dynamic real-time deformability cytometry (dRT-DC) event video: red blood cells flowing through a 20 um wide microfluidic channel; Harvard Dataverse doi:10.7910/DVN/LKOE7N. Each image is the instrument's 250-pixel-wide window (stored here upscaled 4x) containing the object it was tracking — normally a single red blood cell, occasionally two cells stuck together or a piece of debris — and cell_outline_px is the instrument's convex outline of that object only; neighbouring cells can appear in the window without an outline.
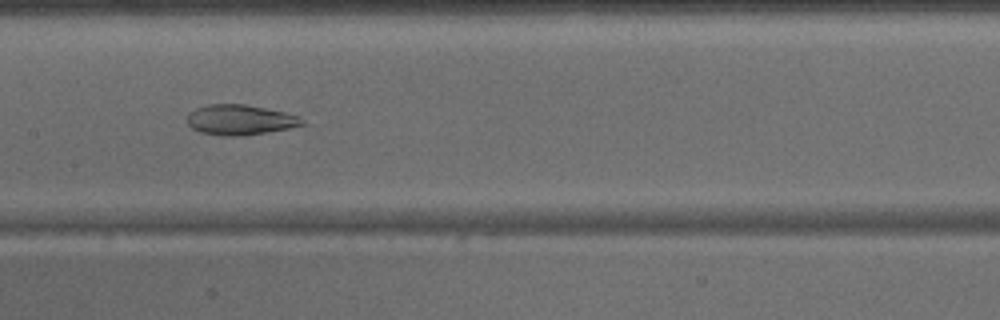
{"species": "common noctule bat (a hibernating species)", "species_latin": "Nyctalus noctula", "temperature_condition": "warm", "stored_images_in_passage": 45, "camera_frame_rate_fps": 3000, "um_per_image_px": 0.085, "animal": {"sex": "male", "body_mass_g": 15.6}, "frame": {"image": 1, "passage_image": 22, "time_ms": 7.0, "image_size_px": [1000, 320], "cell_outline_px": [[308, 124], [288, 128], [244, 136], [220, 136], [200, 132], [192, 128], [188, 124], [188, 112], [196, 108], [208, 104], [244, 104], [284, 112], [300, 116]], "centroid_in_image_um": [20.41, 10.19], "position_along_channel_um": 187.0, "area_um2": 20.35}}
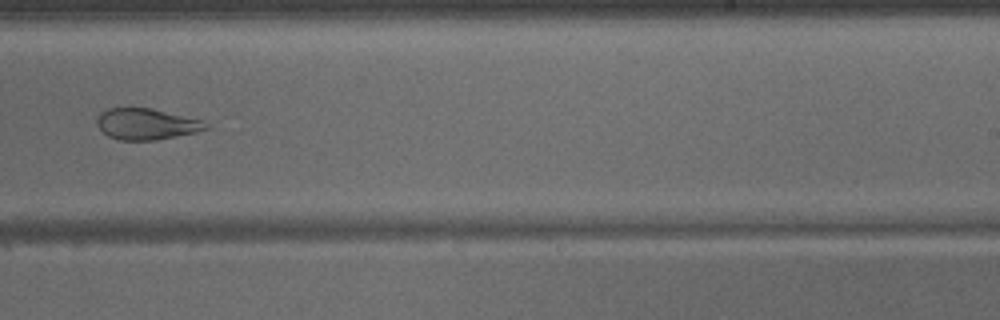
{"frame": {"image": 2, "passage_image": 28, "time_ms": 9.0, "image_size_px": [1000, 320], "cell_outline_px": [[212, 128], [196, 132], [156, 140], [120, 140], [108, 136], [96, 124], [96, 120], [100, 112], [108, 108], [152, 108], [204, 120], [212, 124]], "centroid_in_image_um": [12.51, 10.54], "position_along_channel_um": 276.5, "area_um2": 20.06}}
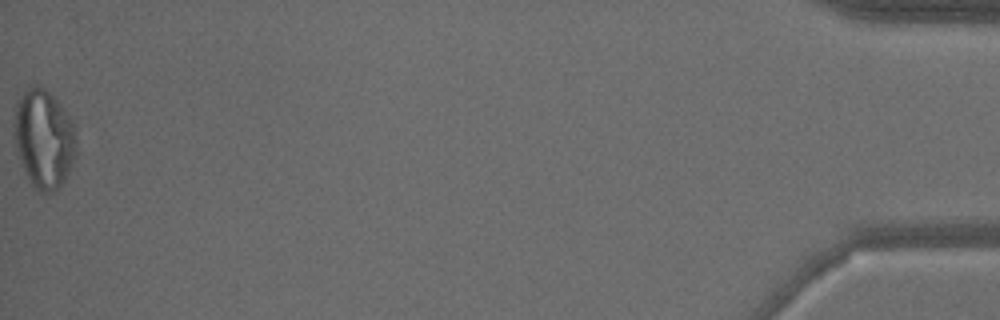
{"frame": {"image": 3, "passage_image": 45, "time_ms": 14.667, "image_size_px": [1000, 320], "cell_outline_px": [[76, 152], [72, 164], [60, 188], [52, 192], [40, 192], [32, 188], [20, 160], [16, 148], [12, 128], [12, 120], [16, 100], [24, 88], [32, 84], [36, 84], [44, 88], [60, 104], [68, 116], [72, 124], [76, 148]], "centroid_in_image_um": [3.66, 11.77], "position_along_channel_um": 431.5, "area_um2": 36.13}}